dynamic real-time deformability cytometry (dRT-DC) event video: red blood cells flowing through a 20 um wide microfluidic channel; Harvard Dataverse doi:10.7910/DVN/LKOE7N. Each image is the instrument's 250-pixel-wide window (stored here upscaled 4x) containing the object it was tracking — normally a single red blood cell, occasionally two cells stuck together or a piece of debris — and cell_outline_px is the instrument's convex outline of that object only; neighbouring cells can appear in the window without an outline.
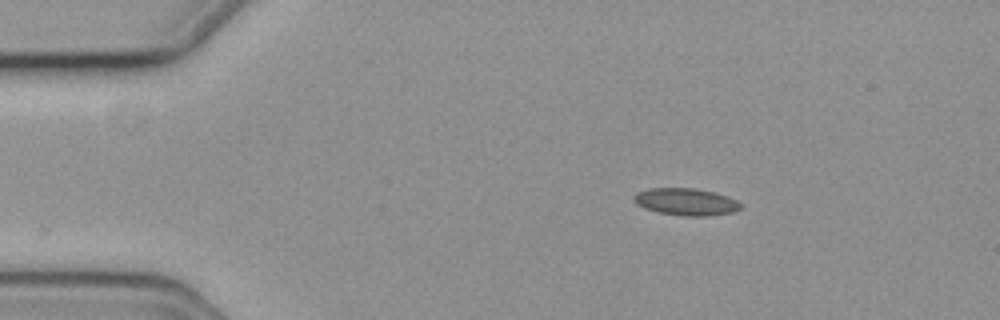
{"species": "common noctule bat (a hibernating species)", "species_latin": "Nyctalus noctula", "temperature_condition": "cold", "stored_images_in_passage": 4, "camera_frame_rate_fps": 3000, "um_per_image_px": 0.085, "animal": {"sex": "female", "body_mass_g": 19.3, "forearm_length_mm": 54.1}, "frame": {"image": 1, "passage_image": 1, "time_ms": 0.0, "image_size_px": [1000, 320], "cell_outline_px": [[740, 208], [732, 212], [704, 216], [684, 216], [660, 212], [644, 208], [636, 204], [632, 200], [632, 196], [636, 192], [648, 188], [696, 188], [712, 192], [736, 200], [740, 204]], "centroid_in_image_um": [58.22, 17.14], "position_along_channel_um": 26.8, "area_um2": 16.7}}